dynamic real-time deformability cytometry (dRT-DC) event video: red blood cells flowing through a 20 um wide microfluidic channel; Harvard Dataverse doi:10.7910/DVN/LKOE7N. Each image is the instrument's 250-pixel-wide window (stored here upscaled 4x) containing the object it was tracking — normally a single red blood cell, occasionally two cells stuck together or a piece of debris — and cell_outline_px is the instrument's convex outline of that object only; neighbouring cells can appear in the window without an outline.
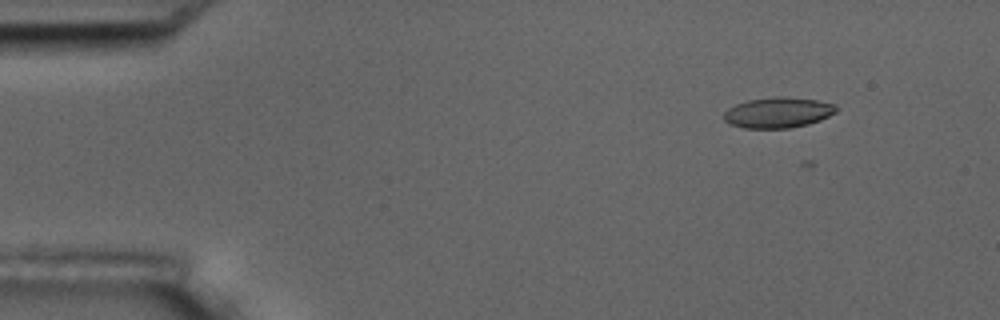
{"species": "common noctule bat (a hibernating species)", "species_latin": "Nyctalus noctula", "temperature_condition": "room temperature", "stored_images_in_passage": 6, "camera_frame_rate_fps": 3000, "um_per_image_px": 0.085, "animal": {"sex": "male", "body_mass_g": 17.5, "forearm_length_mm": 52.3}, "frame": {"image": 1, "passage_image": 2, "time_ms": 0.333, "image_size_px": [1000, 320], "cell_outline_px": [[836, 112], [820, 120], [808, 124], [788, 128], [744, 128], [728, 124], [724, 120], [724, 112], [728, 108], [736, 104], [748, 100], [772, 96], [780, 96], [816, 100], [836, 104]], "centroid_in_image_um": [66.1, 9.56], "position_along_channel_um": 18.9, "area_um2": 20.06}}